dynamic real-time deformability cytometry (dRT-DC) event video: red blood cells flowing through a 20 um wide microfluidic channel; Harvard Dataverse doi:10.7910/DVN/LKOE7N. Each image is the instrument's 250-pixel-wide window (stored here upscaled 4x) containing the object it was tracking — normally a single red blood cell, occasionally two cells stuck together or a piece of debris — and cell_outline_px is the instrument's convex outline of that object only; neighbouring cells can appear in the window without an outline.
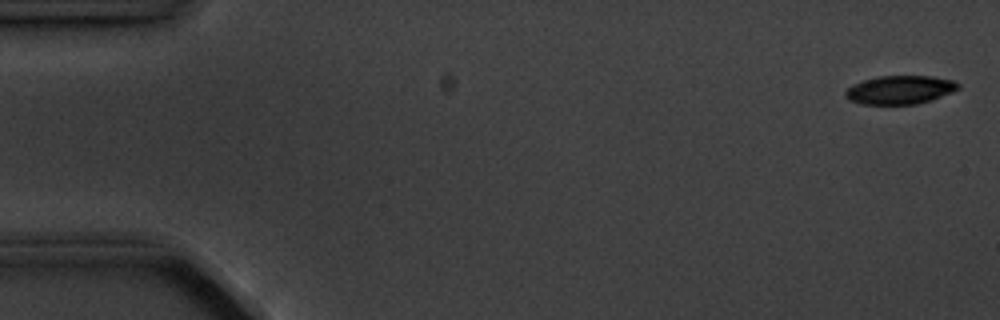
{"species": "common noctule bat (a hibernating species)", "species_latin": "Nyctalus noctula", "temperature_condition": "cold", "stored_images_in_passage": 6, "segment_of_instrument_passage": [1, 2], "camera_frame_rate_fps": 3000, "um_per_image_px": 0.085, "animal": {"sex": "male", "body_mass_g": 20.1, "forearm_length_mm": 53.5}, "frame": {"image": 1, "passage_image": 1, "time_ms": 0.0, "image_size_px": [1000, 320], "cell_outline_px": [[960, 88], [952, 92], [932, 100], [916, 104], [860, 104], [848, 100], [844, 96], [844, 92], [852, 84], [876, 76], [932, 76], [952, 80], [960, 84]], "centroid_in_image_um": [76.47, 7.64], "position_along_channel_um": 8.5, "area_um2": 18.9}}